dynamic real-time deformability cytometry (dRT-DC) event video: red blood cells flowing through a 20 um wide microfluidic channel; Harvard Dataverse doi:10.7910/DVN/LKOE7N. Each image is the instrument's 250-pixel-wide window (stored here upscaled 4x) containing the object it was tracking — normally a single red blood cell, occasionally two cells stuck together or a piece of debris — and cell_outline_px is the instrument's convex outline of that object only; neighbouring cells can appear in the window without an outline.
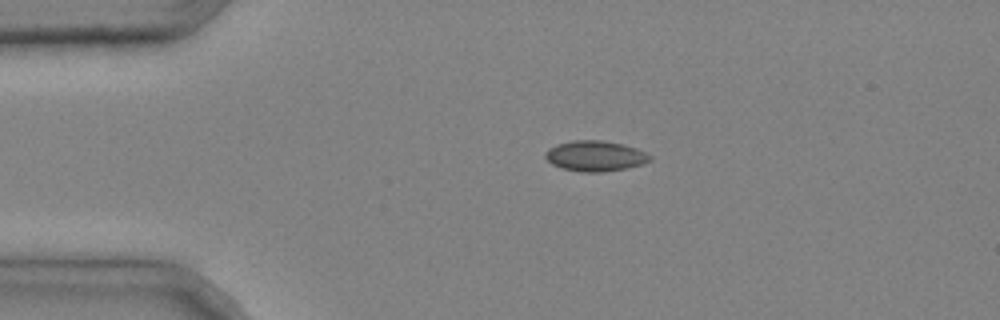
{"species": "common noctule bat (a hibernating species)", "species_latin": "Nyctalus noctula", "temperature_condition": "cold", "stored_images_in_passage": 2, "camera_frame_rate_fps": 3000, "um_per_image_px": 0.085, "animal": {"sex": "male", "body_mass_g": 20.4}, "frame": {"image": 1, "passage_image": 1, "time_ms": 0.0, "image_size_px": [1000, 320], "cell_outline_px": [[652, 160], [644, 164], [628, 168], [600, 172], [580, 172], [560, 168], [552, 164], [544, 156], [544, 152], [548, 148], [556, 144], [572, 140], [604, 140], [624, 144], [636, 148], [652, 156]], "centroid_in_image_um": [50.59, 13.25], "position_along_channel_um": 34.4, "area_um2": 18.9}}